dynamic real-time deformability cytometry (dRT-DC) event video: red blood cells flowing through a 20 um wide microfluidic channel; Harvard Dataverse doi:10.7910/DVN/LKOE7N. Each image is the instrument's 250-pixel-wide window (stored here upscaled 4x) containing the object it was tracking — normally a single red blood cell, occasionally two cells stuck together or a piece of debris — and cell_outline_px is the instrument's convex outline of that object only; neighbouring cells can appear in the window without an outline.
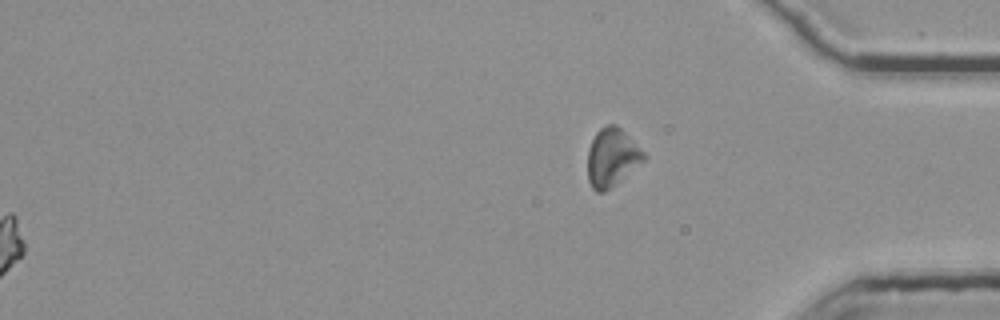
{"species": "common noctule bat (a hibernating species)", "species_latin": "Nyctalus noctula", "temperature_condition": "room temperature", "stored_images_in_passage": 54, "segment_of_instrument_passage": [2, 2], "camera_frame_rate_fps": 3000, "um_per_image_px": 0.085, "animal": {"sex": "female", "body_mass_g": 25.1}, "frame": {"image": 1, "passage_image": 54, "time_ms": 17.667, "image_size_px": [1000, 320], "cell_outline_px": [[648, 156], [644, 160], [604, 192], [596, 192], [592, 188], [588, 180], [588, 148], [596, 132], [600, 128], [608, 124], [616, 124]], "centroid_in_image_um": [51.98, 13.36], "position_along_channel_um": 383.2, "area_um2": 18.67}}